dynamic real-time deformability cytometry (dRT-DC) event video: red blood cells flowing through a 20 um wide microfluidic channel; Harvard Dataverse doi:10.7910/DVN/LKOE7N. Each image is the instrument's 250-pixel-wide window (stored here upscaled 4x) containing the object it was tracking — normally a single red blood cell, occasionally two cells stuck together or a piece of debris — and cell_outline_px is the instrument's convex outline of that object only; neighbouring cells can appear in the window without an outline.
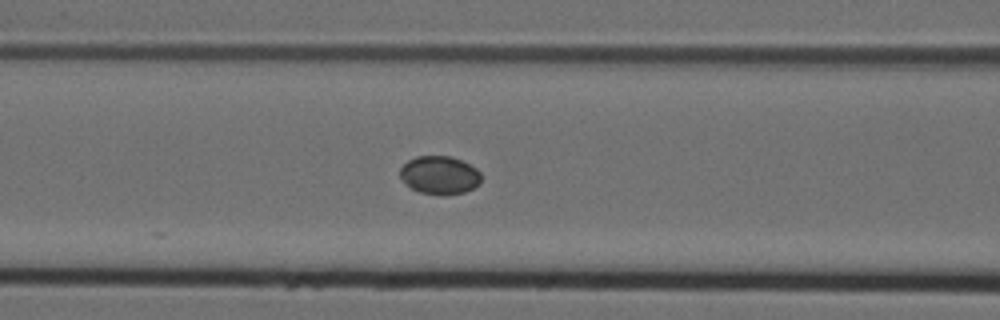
{"species": "Egyptian fruit bat (a non-hibernating species)", "species_latin": "Rousettus aegyptiacus", "temperature_condition": "cold", "stored_images_in_passage": 9, "camera_frame_rate_fps": 3000, "um_per_image_px": 0.085, "animal": {"sex": "female"}, "frame": {"image": 1, "passage_image": 9, "time_ms": 2.667, "image_size_px": [1000, 320], "cell_outline_px": [[480, 184], [464, 192], [420, 192], [412, 188], [400, 176], [400, 168], [408, 160], [416, 156], [452, 156], [476, 168], [480, 172]], "centroid_in_image_um": [37.37, 14.83], "position_along_channel_um": 129.2, "area_um2": 17.34}}